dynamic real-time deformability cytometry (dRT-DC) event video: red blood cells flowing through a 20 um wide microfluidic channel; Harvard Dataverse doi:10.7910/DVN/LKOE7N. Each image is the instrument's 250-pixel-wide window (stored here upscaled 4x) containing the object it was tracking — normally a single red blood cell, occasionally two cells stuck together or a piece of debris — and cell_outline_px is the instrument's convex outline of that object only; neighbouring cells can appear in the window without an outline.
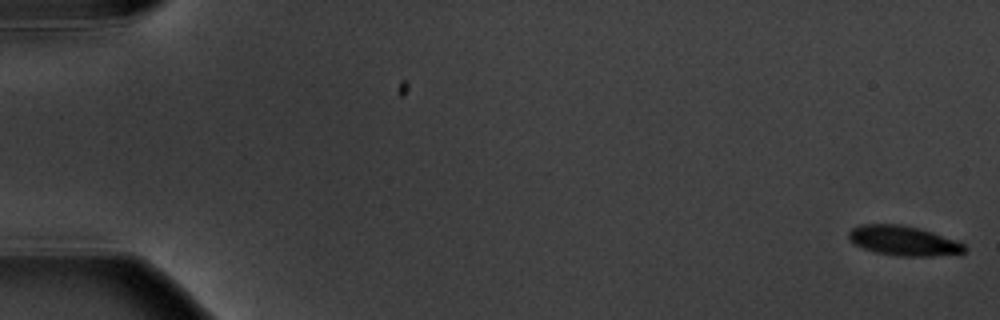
{"species": "common noctule bat (a hibernating species)", "species_latin": "Nyctalus noctula", "temperature_condition": "warm", "stored_images_in_passage": 7, "camera_frame_rate_fps": 3000, "um_per_image_px": 0.085, "animal": {"sex": "male", "body_mass_g": 20.1, "forearm_length_mm": 53.5}, "frame": {"image": 1, "passage_image": 1, "time_ms": 0.0, "image_size_px": [1000, 320], "cell_outline_px": [[968, 248], [964, 252], [932, 256], [896, 256], [876, 252], [864, 248], [848, 240], [848, 232], [852, 228], [860, 224], [900, 224], [932, 232], [956, 240], [964, 244]], "centroid_in_image_um": [76.77, 20.46], "position_along_channel_um": 8.2, "area_um2": 19.94}}
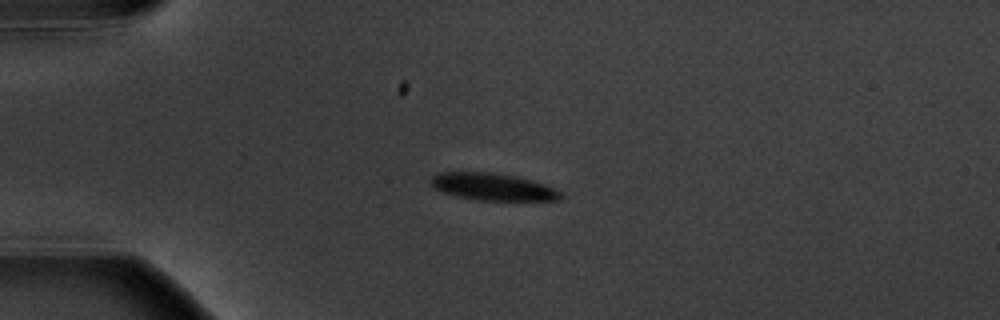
{"frame": {"image": 2, "passage_image": 5, "time_ms": 4.667, "image_size_px": [1000, 320], "cell_outline_px": [[564, 196], [560, 200], [476, 200], [444, 192], [432, 188], [432, 176], [440, 172], [492, 172], [516, 176], [532, 180], [544, 184], [560, 192]], "centroid_in_image_um": [41.9, 15.87], "position_along_channel_um": 43.1, "area_um2": 20.35}}